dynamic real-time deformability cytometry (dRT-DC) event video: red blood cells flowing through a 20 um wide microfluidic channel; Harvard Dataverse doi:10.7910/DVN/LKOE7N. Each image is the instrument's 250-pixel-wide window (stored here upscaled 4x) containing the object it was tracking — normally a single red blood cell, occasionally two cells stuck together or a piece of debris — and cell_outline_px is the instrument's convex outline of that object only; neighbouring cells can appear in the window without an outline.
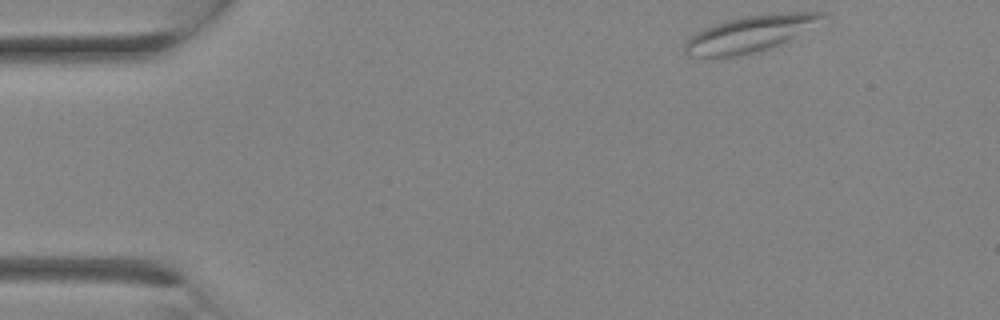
{"species": "Egyptian fruit bat (a non-hibernating species)", "species_latin": "Rousettus aegyptiacus", "temperature_condition": "room temperature", "stored_images_in_passage": 6, "camera_frame_rate_fps": 3000, "um_per_image_px": 0.085, "animal": {"sex": "female"}, "frame": {"image": 1, "passage_image": 1, "time_ms": 0.0, "image_size_px": [1000, 320], "cell_outline_px": [[824, 16], [788, 40], [752, 52], [732, 56], [688, 56], [684, 52], [684, 44], [688, 36], [712, 24], [740, 16], [768, 12], [824, 12]], "centroid_in_image_um": [63.6, 2.83], "position_along_channel_um": 21.4, "area_um2": 28.32}}